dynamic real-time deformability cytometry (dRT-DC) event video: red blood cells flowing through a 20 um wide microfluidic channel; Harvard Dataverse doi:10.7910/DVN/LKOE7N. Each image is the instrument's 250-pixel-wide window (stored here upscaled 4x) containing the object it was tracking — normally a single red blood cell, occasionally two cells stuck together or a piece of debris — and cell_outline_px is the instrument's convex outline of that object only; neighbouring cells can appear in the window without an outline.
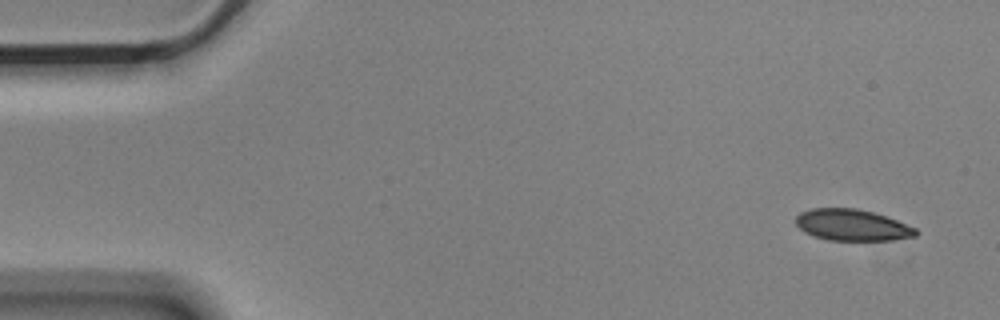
{"species": "Egyptian fruit bat (a non-hibernating species)", "species_latin": "Rousettus aegyptiacus", "temperature_condition": "cold", "stored_images_in_passage": 5, "camera_frame_rate_fps": 3000, "um_per_image_px": 0.085, "animal": {"sex": "male"}, "frame": {"image": 1, "passage_image": 1, "time_ms": 0.0, "image_size_px": [1000, 320], "cell_outline_px": [[920, 232], [916, 236], [892, 240], [828, 240], [804, 232], [796, 224], [796, 216], [800, 212], [812, 208], [856, 208], [872, 212], [896, 220], [916, 228]], "centroid_in_image_um": [72.43, 19.13], "position_along_channel_um": 12.6, "area_um2": 21.85}}
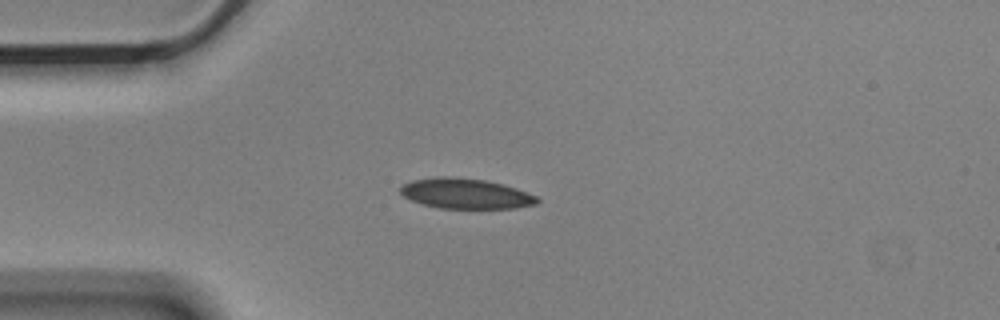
{"frame": {"image": 2, "passage_image": 4, "time_ms": 1.0, "image_size_px": [1000, 320], "cell_outline_px": [[540, 200], [536, 204], [516, 208], [440, 208], [424, 204], [412, 200], [404, 196], [400, 192], [400, 188], [404, 184], [412, 180], [444, 176], [448, 176], [484, 180], [504, 184], [528, 192], [536, 196]], "centroid_in_image_um": [39.61, 16.45], "position_along_channel_um": 45.4, "area_um2": 23.93}}